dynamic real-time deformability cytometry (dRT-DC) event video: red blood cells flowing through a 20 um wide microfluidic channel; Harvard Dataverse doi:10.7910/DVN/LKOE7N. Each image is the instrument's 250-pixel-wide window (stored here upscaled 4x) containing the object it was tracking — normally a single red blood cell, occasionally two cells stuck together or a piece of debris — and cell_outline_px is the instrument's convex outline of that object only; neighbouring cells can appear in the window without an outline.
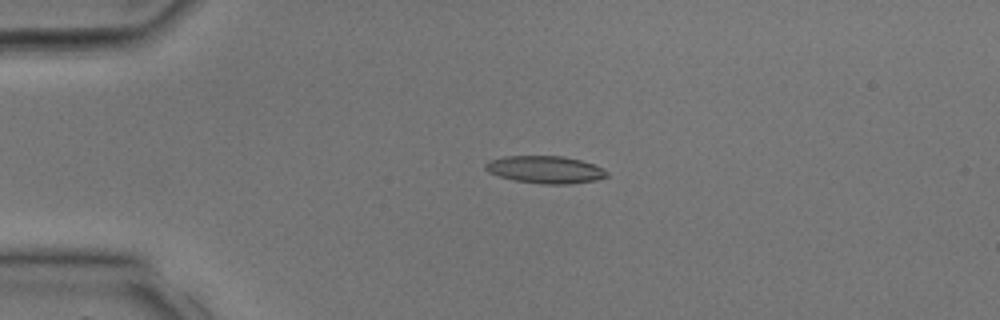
{"species": "common noctule bat (a hibernating species)", "species_latin": "Nyctalus noctula", "temperature_condition": "room temperature", "stored_images_in_passage": 26, "camera_frame_rate_fps": 3000, "um_per_image_px": 0.085, "animal": {"sex": "male", "body_mass_g": 17.9, "forearm_length_mm": 54.2}, "frame": {"image": 1, "passage_image": 1, "time_ms": 0.0, "image_size_px": [1000, 320], "cell_outline_px": [[608, 176], [596, 180], [572, 184], [540, 184], [512, 180], [488, 172], [484, 168], [484, 164], [488, 160], [504, 156], [564, 156], [580, 160], [592, 164], [608, 172]], "centroid_in_image_um": [46.3, 14.42], "position_along_channel_um": 38.7, "area_um2": 19.48}}
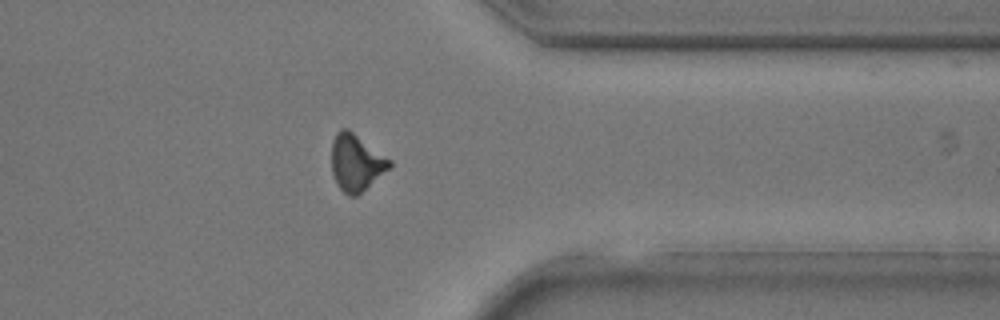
{"frame": {"image": 2, "passage_image": 20, "time_ms": 6.333, "image_size_px": [1000, 320], "cell_outline_px": [[392, 168], [356, 196], [348, 196], [336, 184], [332, 172], [332, 140], [336, 132], [340, 128], [348, 128], [392, 160]], "centroid_in_image_um": [30.29, 13.81], "position_along_channel_um": 381.1, "area_um2": 19.42}}
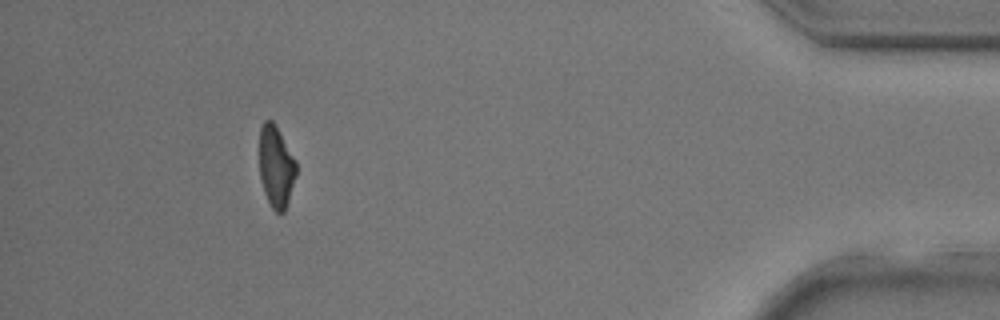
{"frame": {"image": 3, "passage_image": 24, "time_ms": 7.667, "image_size_px": [1000, 320], "cell_outline_px": [[296, 176], [284, 212], [276, 212], [272, 208], [264, 192], [260, 176], [260, 128], [264, 120], [272, 120], [296, 160]], "centroid_in_image_um": [23.46, 14.16], "position_along_channel_um": 411.7, "area_um2": 17.22}}